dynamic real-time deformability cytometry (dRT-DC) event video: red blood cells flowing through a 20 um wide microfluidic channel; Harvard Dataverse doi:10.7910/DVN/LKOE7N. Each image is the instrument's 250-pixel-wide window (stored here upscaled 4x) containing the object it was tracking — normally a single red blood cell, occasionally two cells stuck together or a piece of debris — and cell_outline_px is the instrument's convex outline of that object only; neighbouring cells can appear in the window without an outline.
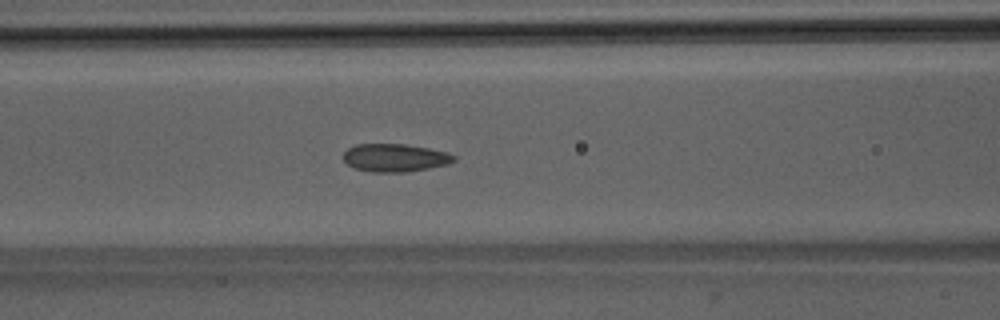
{"species": "Egyptian fruit bat (a non-hibernating species)", "species_latin": "Rousettus aegyptiacus", "temperature_condition": "room temperature", "stored_images_in_passage": 52, "camera_frame_rate_fps": 3000, "um_per_image_px": 0.085, "animal": {"sex": "male"}, "frame": {"image": 1, "passage_image": 22, "time_ms": 7.0, "image_size_px": [1000, 320], "cell_outline_px": [[456, 160], [448, 164], [408, 172], [372, 172], [352, 168], [344, 160], [344, 152], [348, 148], [356, 144], [404, 144], [428, 148], [448, 152], [456, 156]], "centroid_in_image_um": [33.58, 13.41], "position_along_channel_um": 133.0, "area_um2": 18.09}}
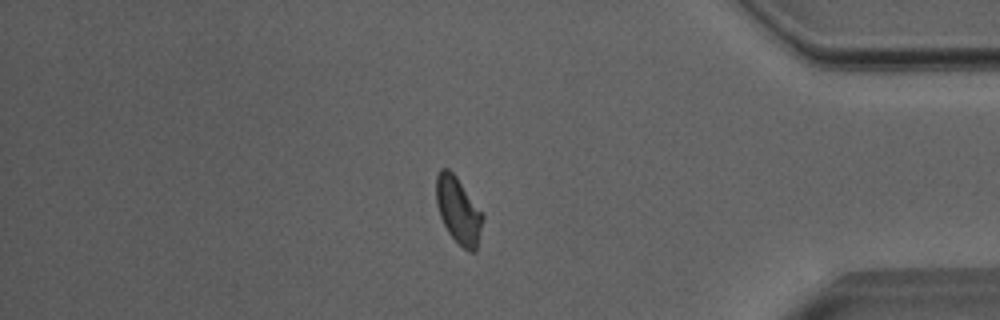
{"frame": {"image": 2, "passage_image": 44, "time_ms": 14.333, "image_size_px": [1000, 320], "cell_outline_px": [[484, 216], [476, 248], [472, 252], [468, 252], [448, 232], [440, 216], [436, 204], [436, 176], [440, 168], [448, 168], [456, 176]], "centroid_in_image_um": [38.93, 17.85], "position_along_channel_um": 396.3, "area_um2": 17.63}}
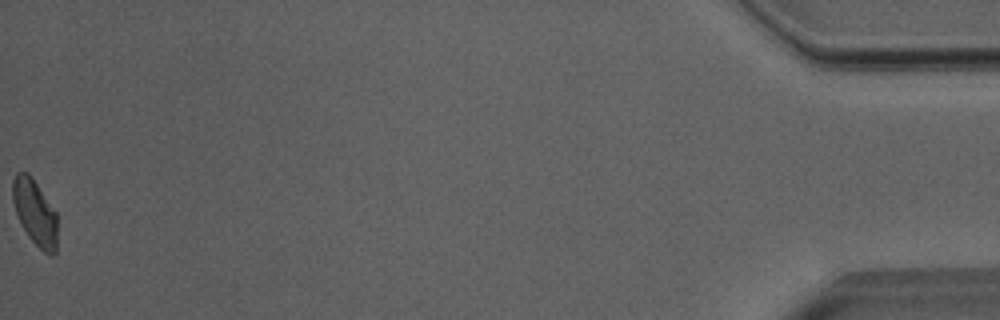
{"frame": {"image": 3, "passage_image": 52, "time_ms": 17.0, "image_size_px": [1000, 320], "cell_outline_px": [[56, 252], [52, 256], [48, 256], [28, 236], [20, 224], [12, 200], [12, 180], [16, 172], [28, 172], [32, 176], [56, 212]], "centroid_in_image_um": [2.95, 18.04], "position_along_channel_um": 432.3, "area_um2": 17.17}, "authors_computed_cell_mechanics": {"area_um2": 18.1781, "velocity_mm_per_s": 3.9949, "shape_relaxation_time_tau1_ms": 6.5584, "shape_relaxation_time_tau2_ms": 1.3927, "deformation_change_tau1": 0.103, "deformation_change_tau2": 0.0709}}